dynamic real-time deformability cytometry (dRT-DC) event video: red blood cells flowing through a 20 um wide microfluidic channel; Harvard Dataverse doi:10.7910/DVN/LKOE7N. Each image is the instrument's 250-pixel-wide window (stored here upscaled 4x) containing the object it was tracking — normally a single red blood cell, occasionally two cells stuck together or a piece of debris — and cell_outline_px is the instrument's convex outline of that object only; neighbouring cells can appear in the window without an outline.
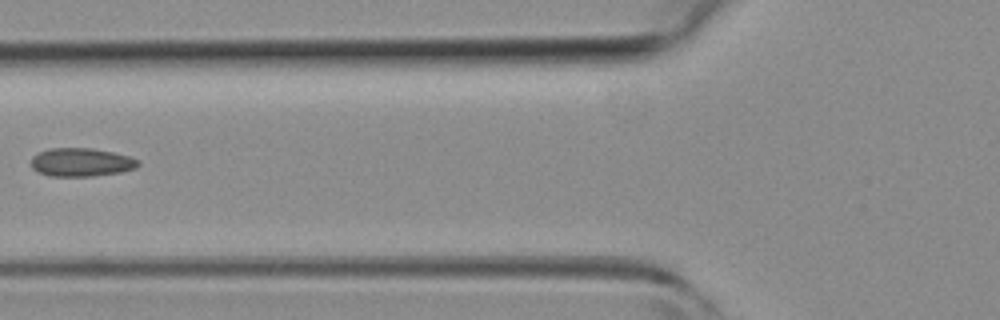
{"species": "common noctule bat (a hibernating species)", "species_latin": "Nyctalus noctula", "temperature_condition": "room temperature", "stored_images_in_passage": 2, "camera_frame_rate_fps": 3000, "um_per_image_px": 0.085, "animal": {"sex": "female", "body_mass_g": 19.3, "forearm_length_mm": 54.1}, "frame": {"image": 1, "passage_image": 2, "time_ms": 1.333, "image_size_px": [1000, 320], "cell_outline_px": [[140, 164], [136, 168], [120, 172], [92, 176], [48, 176], [32, 168], [32, 156], [48, 148], [92, 148], [112, 152], [128, 156], [140, 160]], "centroid_in_image_um": [6.92, 13.79], "position_along_channel_um": 118.9, "area_um2": 17.69}}